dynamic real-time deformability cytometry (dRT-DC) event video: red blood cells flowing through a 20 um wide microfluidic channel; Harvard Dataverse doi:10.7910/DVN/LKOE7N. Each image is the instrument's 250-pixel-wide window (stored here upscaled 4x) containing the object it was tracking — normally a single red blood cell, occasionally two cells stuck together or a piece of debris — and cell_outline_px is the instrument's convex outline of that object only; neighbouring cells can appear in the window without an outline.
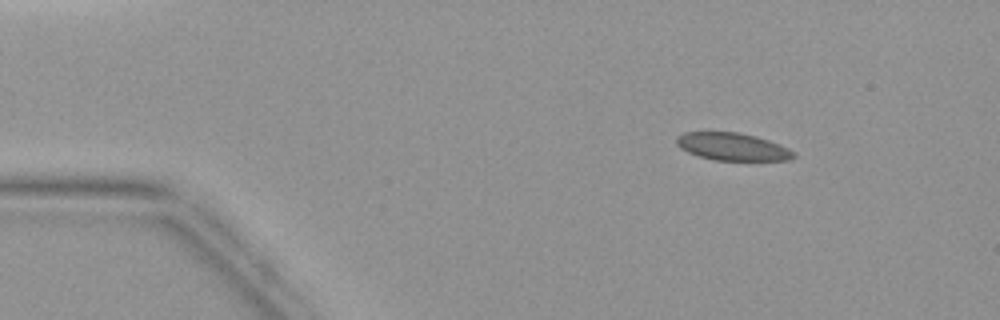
{"species": "common noctule bat (a hibernating species)", "species_latin": "Nyctalus noctula", "temperature_condition": "warm", "stored_images_in_passage": 4, "camera_frame_rate_fps": 3000, "um_per_image_px": 0.085, "animal": {"sex": "female", "body_mass_g": 19.9}, "frame": {"image": 1, "passage_image": 2, "time_ms": 1.333, "image_size_px": [1000, 320], "cell_outline_px": [[796, 156], [792, 160], [716, 160], [700, 156], [688, 152], [680, 148], [676, 144], [676, 136], [684, 132], [736, 132], [756, 136], [780, 144], [796, 152]], "centroid_in_image_um": [62.28, 12.46], "position_along_channel_um": 22.7, "area_um2": 18.84}}